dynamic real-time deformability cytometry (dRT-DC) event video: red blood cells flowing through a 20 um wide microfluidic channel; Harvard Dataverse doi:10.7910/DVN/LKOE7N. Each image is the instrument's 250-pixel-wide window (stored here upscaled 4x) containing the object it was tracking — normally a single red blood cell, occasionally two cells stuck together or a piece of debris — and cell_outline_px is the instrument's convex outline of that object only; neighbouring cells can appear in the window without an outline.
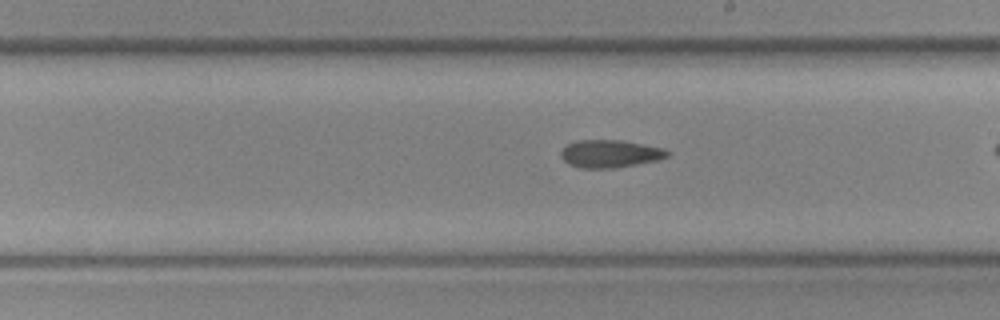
{"species": "common noctule bat (a hibernating species)", "species_latin": "Nyctalus noctula", "temperature_condition": "cold", "stored_images_in_passage": 22, "camera_frame_rate_fps": 3000, "um_per_image_px": 0.085, "animal": {"sex": "female", "body_mass_g": 19.3, "forearm_length_mm": 54.1}, "frame": {"image": 1, "passage_image": 12, "time_ms": 3.667, "image_size_px": [1000, 320], "cell_outline_px": [[668, 156], [656, 160], [616, 168], [580, 168], [568, 164], [560, 156], [560, 152], [568, 144], [576, 140], [624, 140], [664, 148], [668, 152]], "centroid_in_image_um": [51.83, 13.06], "position_along_channel_um": 237.2, "area_um2": 17.17}}
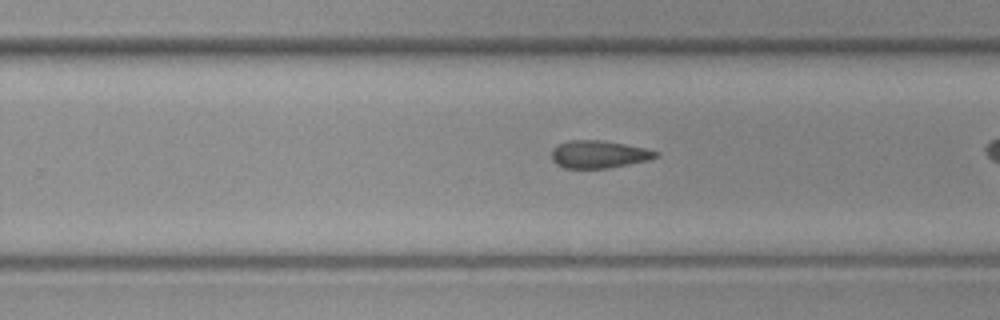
{"frame": {"image": 2, "passage_image": 15, "time_ms": 4.667, "image_size_px": [1000, 320], "cell_outline_px": [[660, 156], [648, 160], [608, 168], [564, 168], [556, 164], [552, 160], [552, 148], [568, 140], [600, 140], [624, 144], [644, 148], [660, 152]], "centroid_in_image_um": [50.9, 13.12], "position_along_channel_um": 278.9, "area_um2": 16.7}}
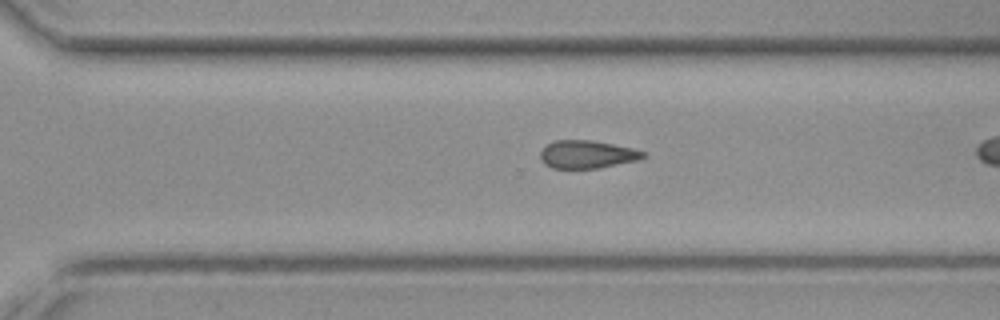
{"frame": {"image": 3, "passage_image": 18, "time_ms": 5.667, "image_size_px": [1000, 320], "cell_outline_px": [[648, 156], [636, 160], [596, 168], [552, 168], [544, 164], [540, 160], [540, 152], [548, 144], [556, 140], [592, 140], [632, 148], [648, 152]], "centroid_in_image_um": [49.91, 13.12], "position_along_channel_um": 320.7, "area_um2": 16.65}}